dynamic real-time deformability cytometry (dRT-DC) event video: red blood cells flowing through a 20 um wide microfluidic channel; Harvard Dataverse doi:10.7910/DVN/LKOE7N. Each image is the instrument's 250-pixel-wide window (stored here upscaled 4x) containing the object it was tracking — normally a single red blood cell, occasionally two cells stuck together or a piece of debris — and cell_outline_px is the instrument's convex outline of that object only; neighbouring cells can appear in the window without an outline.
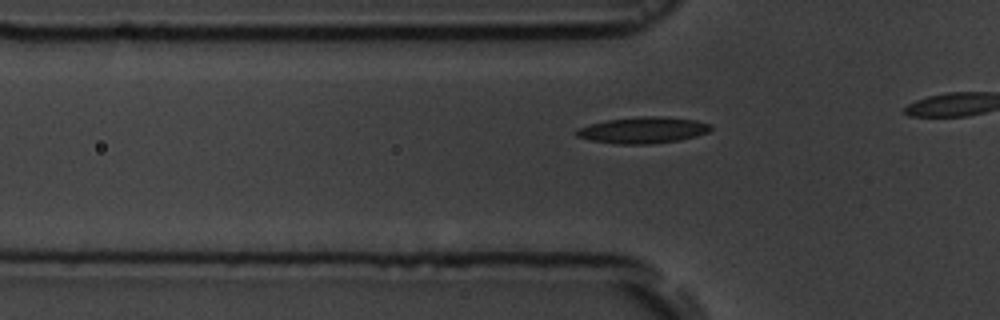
{"species": "common noctule bat (a hibernating species)", "species_latin": "Nyctalus noctula", "temperature_condition": "room temperature", "stored_images_in_passage": 11, "camera_frame_rate_fps": 3000, "um_per_image_px": 0.085, "animal": {"sex": "male", "body_mass_g": 19.5, "forearm_length_mm": 54.6}, "frame": {"image": 1, "passage_image": 5, "time_ms": 1.333, "image_size_px": [1000, 320], "cell_outline_px": [[712, 128], [708, 132], [696, 136], [680, 140], [652, 144], [616, 144], [592, 140], [576, 136], [572, 132], [576, 128], [588, 124], [608, 120], [640, 116], [664, 116], [696, 120], [712, 124]], "centroid_in_image_um": [54.64, 11.06], "position_along_channel_um": 71.2, "area_um2": 20.87}}
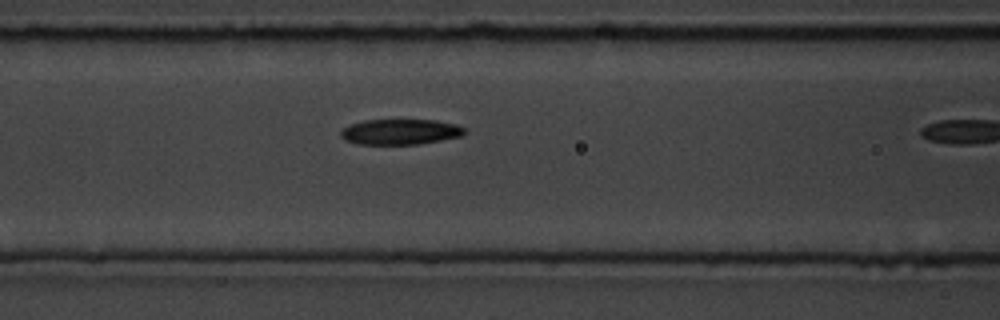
{"frame": {"image": 2, "passage_image": 10, "time_ms": 3.0, "image_size_px": [1000, 320], "cell_outline_px": [[464, 132], [460, 136], [420, 144], [360, 144], [344, 140], [340, 136], [340, 132], [348, 124], [364, 120], [436, 120], [456, 124], [464, 128]], "centroid_in_image_um": [33.98, 11.2], "position_along_channel_um": 132.6, "area_um2": 18.32}}